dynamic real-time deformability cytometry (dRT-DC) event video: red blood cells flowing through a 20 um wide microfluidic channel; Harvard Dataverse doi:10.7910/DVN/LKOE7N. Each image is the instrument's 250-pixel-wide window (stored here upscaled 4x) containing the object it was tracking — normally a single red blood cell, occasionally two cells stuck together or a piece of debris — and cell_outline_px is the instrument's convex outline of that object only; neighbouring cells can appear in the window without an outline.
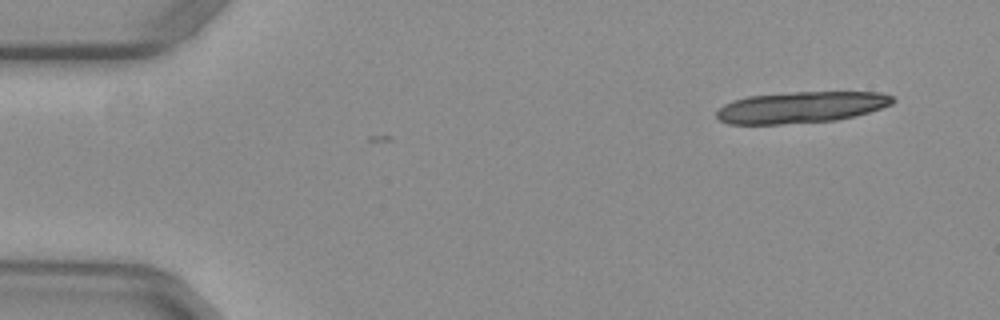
{"species": "common noctule bat (a hibernating species)", "species_latin": "Nyctalus noctula", "temperature_condition": "warm", "stored_images_in_passage": 2, "camera_frame_rate_fps": 3000, "um_per_image_px": 0.085, "animal": {"sex": "female", "body_mass_g": 29.2, "forearm_length_mm": 56.3}, "frame": {"image": 1, "passage_image": 1, "time_ms": 0.0, "image_size_px": [1000, 320], "cell_outline_px": [[896, 100], [892, 104], [856, 116], [836, 120], [780, 124], [728, 124], [720, 120], [716, 116], [716, 112], [724, 104], [732, 100], [748, 96], [796, 92], [880, 92], [892, 96]], "centroid_in_image_um": [68.08, 9.12], "position_along_channel_um": 16.9, "area_um2": 32.14}}